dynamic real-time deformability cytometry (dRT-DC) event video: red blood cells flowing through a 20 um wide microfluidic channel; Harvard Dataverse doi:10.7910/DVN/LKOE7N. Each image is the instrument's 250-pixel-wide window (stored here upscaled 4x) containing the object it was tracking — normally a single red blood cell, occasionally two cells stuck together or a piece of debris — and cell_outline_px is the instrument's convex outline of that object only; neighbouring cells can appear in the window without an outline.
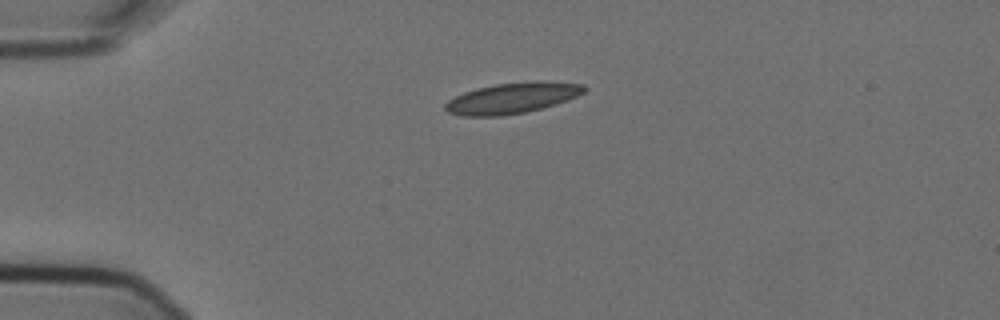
{"species": "Egyptian fruit bat (a non-hibernating species)", "species_latin": "Rousettus aegyptiacus", "temperature_condition": "cold", "stored_images_in_passage": 2, "camera_frame_rate_fps": 3000, "um_per_image_px": 0.085, "animal": {"sex": "female"}, "frame": {"image": 1, "passage_image": 1, "time_ms": 0.0, "image_size_px": [1000, 320], "cell_outline_px": [[588, 88], [584, 92], [568, 100], [540, 108], [524, 112], [500, 116], [464, 116], [448, 112], [444, 108], [444, 104], [448, 100], [464, 92], [496, 84], [540, 80], [548, 80], [584, 84]], "centroid_in_image_um": [43.58, 8.32], "position_along_channel_um": 41.4, "area_um2": 24.85}}